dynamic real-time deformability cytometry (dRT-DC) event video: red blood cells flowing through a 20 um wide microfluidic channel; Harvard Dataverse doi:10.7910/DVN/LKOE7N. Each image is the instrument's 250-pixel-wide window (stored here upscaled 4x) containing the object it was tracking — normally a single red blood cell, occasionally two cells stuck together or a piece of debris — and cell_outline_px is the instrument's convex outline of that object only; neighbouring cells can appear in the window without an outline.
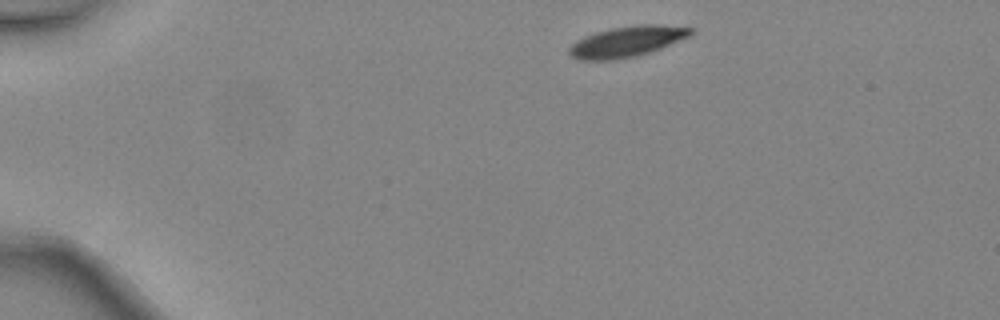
{"species": "common noctule bat (a hibernating species)", "species_latin": "Nyctalus noctula", "temperature_condition": "warm", "stored_images_in_passage": 2, "camera_frame_rate_fps": 3000, "um_per_image_px": 0.085, "animal": {"sex": "female", "body_mass_g": 24.6, "forearm_length_mm": 56.2}, "frame": {"image": 1, "passage_image": 1, "time_ms": 0.0, "image_size_px": [1000, 320], "cell_outline_px": [[692, 32], [688, 36], [660, 48], [636, 56], [616, 60], [576, 60], [568, 56], [568, 48], [576, 40], [584, 36], [596, 32], [612, 28], [640, 24], [656, 24], [692, 28]], "centroid_in_image_um": [53.19, 3.55], "position_along_channel_um": 31.8, "area_um2": 21.62}}